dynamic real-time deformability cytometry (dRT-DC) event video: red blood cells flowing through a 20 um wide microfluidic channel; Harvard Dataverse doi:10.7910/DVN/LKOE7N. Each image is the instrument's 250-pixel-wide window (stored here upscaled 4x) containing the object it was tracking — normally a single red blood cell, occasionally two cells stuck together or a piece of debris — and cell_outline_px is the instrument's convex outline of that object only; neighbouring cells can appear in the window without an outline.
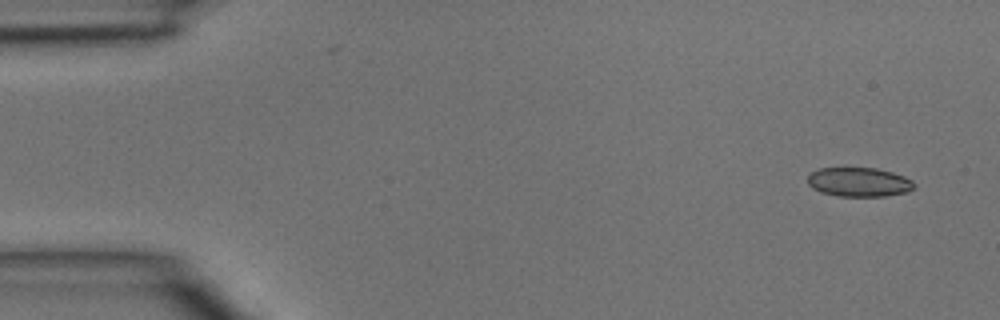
{"species": "common noctule bat (a hibernating species)", "species_latin": "Nyctalus noctula", "temperature_condition": "room temperature", "stored_images_in_passage": 5, "camera_frame_rate_fps": 3000, "um_per_image_px": 0.085, "animal": {"sex": "male", "body_mass_g": 15.6}, "frame": {"image": 1, "passage_image": 1, "time_ms": 0.0, "image_size_px": [1000, 320], "cell_outline_px": [[916, 188], [908, 192], [884, 196], [836, 196], [820, 192], [812, 188], [808, 184], [808, 172], [820, 168], [876, 168], [892, 172], [904, 176], [912, 180], [916, 184]], "centroid_in_image_um": [73.02, 15.48], "position_along_channel_um": 12.0, "area_um2": 18.38}}
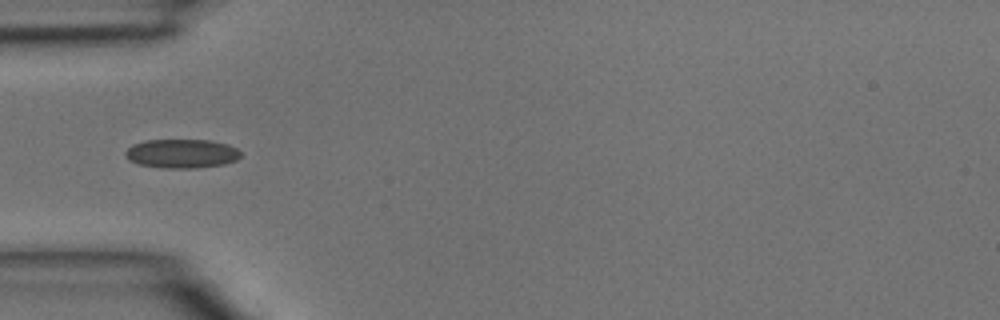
{"frame": {"image": 2, "passage_image": 4, "time_ms": 1.0, "image_size_px": [1000, 320], "cell_outline_px": [[240, 156], [236, 160], [224, 164], [196, 168], [164, 168], [140, 164], [128, 160], [124, 152], [132, 144], [144, 140], [212, 140], [228, 144], [236, 148], [240, 152]], "centroid_in_image_um": [15.44, 13.05], "position_along_channel_um": 69.6, "area_um2": 19.54}}